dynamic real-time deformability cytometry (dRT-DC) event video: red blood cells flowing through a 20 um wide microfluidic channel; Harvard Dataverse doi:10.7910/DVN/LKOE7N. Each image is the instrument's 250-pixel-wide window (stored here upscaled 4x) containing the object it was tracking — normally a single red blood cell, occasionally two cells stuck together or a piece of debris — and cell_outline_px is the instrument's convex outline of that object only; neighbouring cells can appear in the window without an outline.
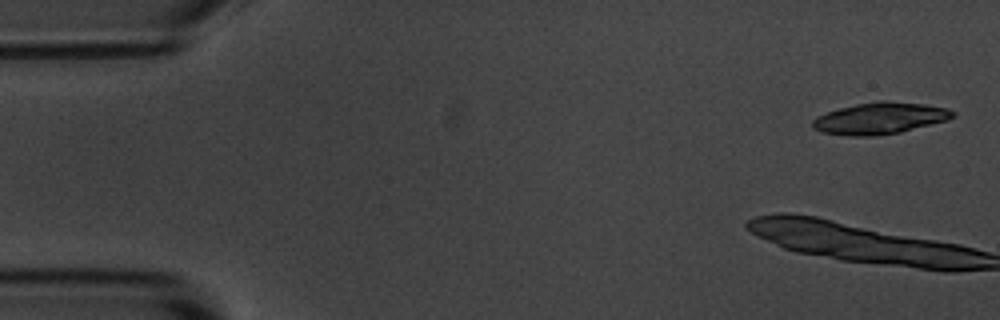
{"species": "common noctule bat (a hibernating species)", "species_latin": "Nyctalus noctula", "temperature_condition": "room temperature", "stored_images_in_passage": 10, "camera_frame_rate_fps": 3000, "um_per_image_px": 0.085, "animal": {"sex": "male", "body_mass_g": 20.1, "forearm_length_mm": 53.5}, "frame": {"image": 1, "passage_image": 1, "time_ms": 0.0, "image_size_px": [1000, 320], "cell_outline_px": [[956, 116], [948, 120], [900, 132], [876, 136], [848, 136], [824, 132], [812, 128], [812, 120], [816, 116], [840, 108], [856, 104], [876, 100], [884, 100], [924, 104], [948, 108], [956, 112]], "centroid_in_image_um": [74.82, 10.05], "position_along_channel_um": 10.2, "area_um2": 25.95}}
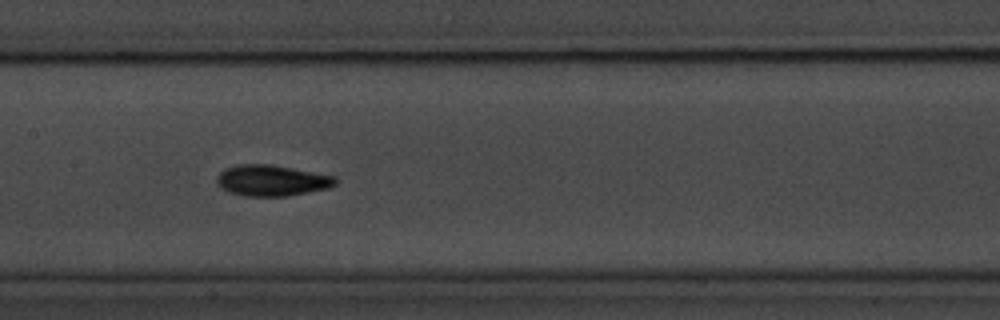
{"frame": {"image": 2, "passage_image": 9, "time_ms": 9.0, "image_size_px": [1000, 320], "cell_outline_px": [[340, 180], [336, 184], [328, 188], [288, 196], [244, 196], [228, 192], [220, 188], [216, 184], [216, 176], [224, 168], [236, 164], [272, 164], [336, 176]], "centroid_in_image_um": [23.08, 15.33], "position_along_channel_um": 184.3, "area_um2": 21.85}}